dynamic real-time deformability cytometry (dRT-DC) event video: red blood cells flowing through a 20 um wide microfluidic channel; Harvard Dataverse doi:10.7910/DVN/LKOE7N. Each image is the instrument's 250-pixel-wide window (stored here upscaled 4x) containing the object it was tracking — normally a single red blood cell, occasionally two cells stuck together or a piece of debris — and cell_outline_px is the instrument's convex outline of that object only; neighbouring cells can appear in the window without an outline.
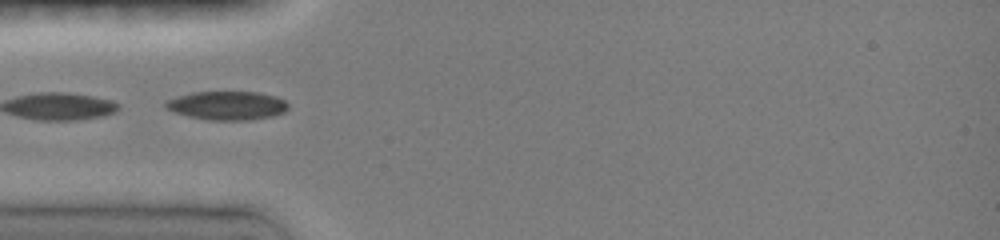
{"species": "common noctule bat (a hibernating species)", "species_latin": "Nyctalus noctula", "temperature_condition": "room temperature", "stored_images_in_passage": 12, "camera_frame_rate_fps": 3000, "um_per_image_px": 0.085, "animal": {"sex": "female", "body_mass_g": 19.0, "forearm_length_mm": 51.5}, "frame": {"image": 1, "passage_image": 1, "time_ms": 0.0, "image_size_px": [1000, 240], "cell_outline_px": [[288, 108], [284, 112], [272, 116], [248, 120], [208, 120], [188, 116], [164, 108], [164, 104], [168, 100], [176, 96], [192, 92], [256, 92], [276, 96], [284, 100], [288, 104]], "centroid_in_image_um": [19.3, 8.97], "position_along_channel_um": 65.7, "area_um2": 20.46}}